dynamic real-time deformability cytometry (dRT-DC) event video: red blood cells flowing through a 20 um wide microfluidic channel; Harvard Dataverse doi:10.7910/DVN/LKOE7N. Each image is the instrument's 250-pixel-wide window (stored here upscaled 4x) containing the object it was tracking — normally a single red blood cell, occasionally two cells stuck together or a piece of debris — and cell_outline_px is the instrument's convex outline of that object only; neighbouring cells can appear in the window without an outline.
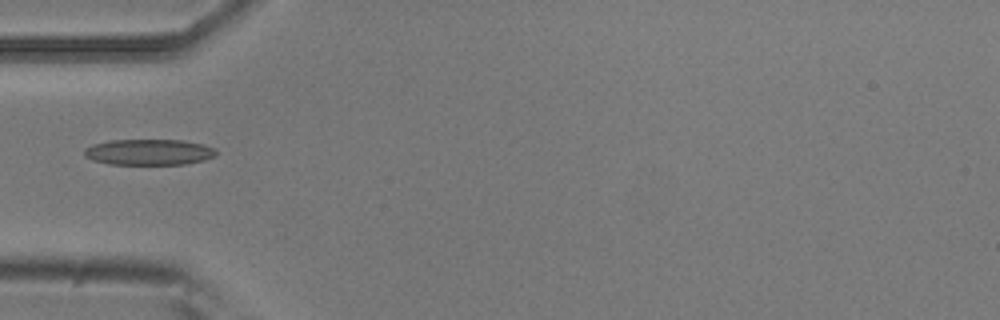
{"species": "common noctule bat (a hibernating species)", "species_latin": "Nyctalus noctula", "temperature_condition": "room temperature", "stored_images_in_passage": 6, "camera_frame_rate_fps": 3000, "um_per_image_px": 0.085, "animal": {"sex": "male", "body_mass_g": 20.5, "forearm_length_mm": 52.5}, "frame": {"image": 1, "passage_image": 6, "time_ms": 1.667, "image_size_px": [1000, 320], "cell_outline_px": [[216, 156], [204, 160], [184, 164], [108, 164], [92, 160], [84, 156], [84, 148], [92, 144], [112, 140], [184, 140], [204, 144], [216, 148]], "centroid_in_image_um": [12.66, 12.92], "position_along_channel_um": 72.3, "area_um2": 20.06}}